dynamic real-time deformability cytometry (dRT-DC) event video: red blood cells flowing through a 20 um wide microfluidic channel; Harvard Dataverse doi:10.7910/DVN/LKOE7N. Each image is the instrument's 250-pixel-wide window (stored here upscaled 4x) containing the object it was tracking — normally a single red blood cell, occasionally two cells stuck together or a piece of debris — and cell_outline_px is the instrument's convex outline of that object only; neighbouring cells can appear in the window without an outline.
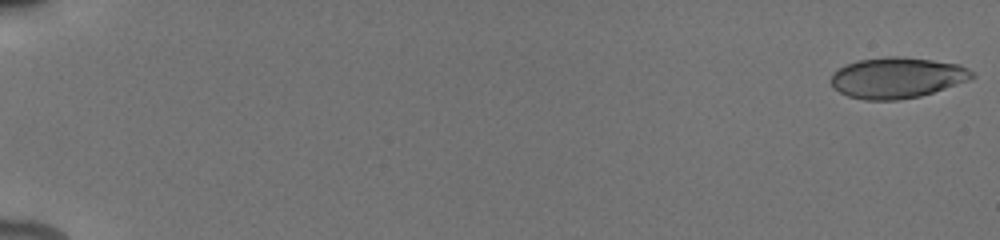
{"species": "human", "species_latin": "Homo sapiens", "temperature_condition": "cold", "stored_images_in_passage": 33, "camera_frame_rate_fps": 3000, "um_per_image_px": 0.085, "donor": {"sex": "male"}, "frame": {"image": 1, "passage_image": 1, "time_ms": 0.0, "image_size_px": [1000, 240], "cell_outline_px": [[976, 76], [968, 80], [920, 96], [896, 100], [864, 100], [848, 96], [832, 88], [828, 80], [832, 72], [856, 60], [888, 56], [900, 56], [932, 60], [960, 64], [968, 68]], "centroid_in_image_um": [76.19, 6.6], "position_along_channel_um": 8.8, "area_um2": 33.7}}
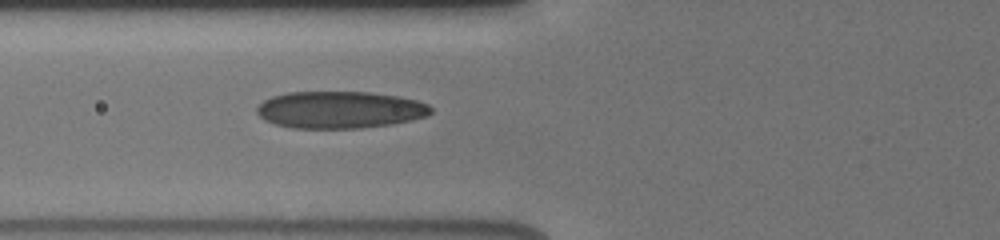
{"frame": {"image": 2, "passage_image": 17, "time_ms": 7.333, "image_size_px": [1000, 240], "cell_outline_px": [[432, 112], [428, 116], [412, 120], [388, 124], [360, 128], [292, 128], [276, 124], [264, 120], [256, 112], [256, 108], [264, 100], [272, 96], [288, 92], [368, 92], [396, 96], [416, 100], [428, 104], [432, 108]], "centroid_in_image_um": [28.88, 9.33], "position_along_channel_um": 96.9, "area_um2": 37.51}}
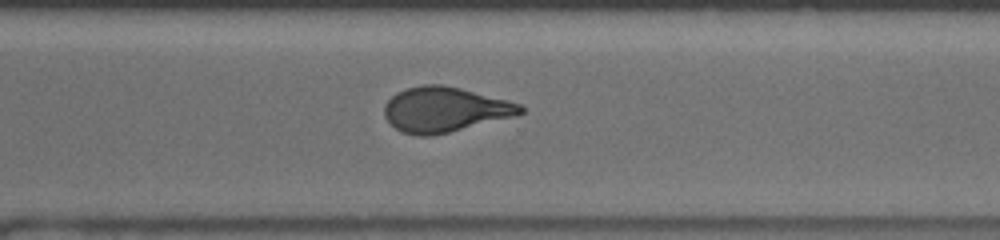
{"frame": {"image": 3, "passage_image": 33, "time_ms": 13.333, "image_size_px": [1000, 240], "cell_outline_px": [[524, 112], [516, 116], [448, 132], [428, 136], [416, 136], [400, 132], [384, 116], [384, 104], [396, 92], [408, 88], [424, 84], [440, 84], [460, 88], [520, 104], [524, 108]], "centroid_in_image_um": [37.77, 9.31], "position_along_channel_um": 332.8, "area_um2": 35.43}}